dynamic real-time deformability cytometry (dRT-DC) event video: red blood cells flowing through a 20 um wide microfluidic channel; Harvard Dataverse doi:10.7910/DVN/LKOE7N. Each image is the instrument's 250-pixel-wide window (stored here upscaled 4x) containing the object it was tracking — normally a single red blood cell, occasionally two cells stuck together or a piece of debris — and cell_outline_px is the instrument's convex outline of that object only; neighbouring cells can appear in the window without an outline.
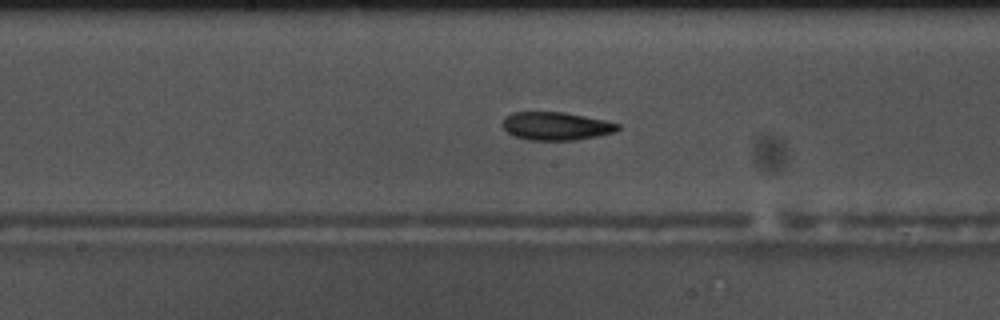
{"species": "common noctule bat (a hibernating species)", "species_latin": "Nyctalus noctula", "temperature_condition": "warm", "stored_images_in_passage": 57, "camera_frame_rate_fps": 3000, "um_per_image_px": 0.085, "animal": {"sex": "male", "body_mass_g": 17.5, "forearm_length_mm": 52.3}, "frame": {"image": 1, "passage_image": 29, "time_ms": 9.333, "image_size_px": [1000, 320], "cell_outline_px": [[620, 128], [616, 132], [576, 140], [528, 140], [516, 136], [508, 132], [500, 124], [512, 112], [564, 112], [604, 120], [620, 124]], "centroid_in_image_um": [47.28, 10.72], "position_along_channel_um": 200.9, "area_um2": 18.79}}
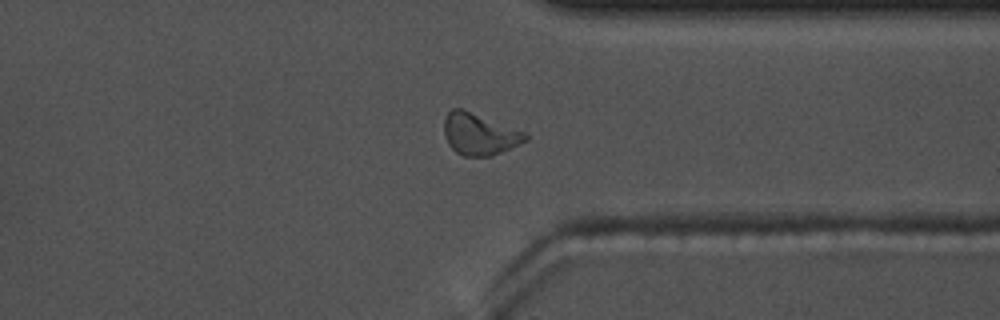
{"frame": {"image": 2, "passage_image": 43, "time_ms": 14.0, "image_size_px": [1000, 320], "cell_outline_px": [[528, 140], [492, 156], [464, 156], [456, 152], [448, 144], [444, 136], [444, 120], [448, 112], [452, 108], [464, 108], [528, 132]], "centroid_in_image_um": [40.77, 11.37], "position_along_channel_um": 370.6, "area_um2": 20.17}}
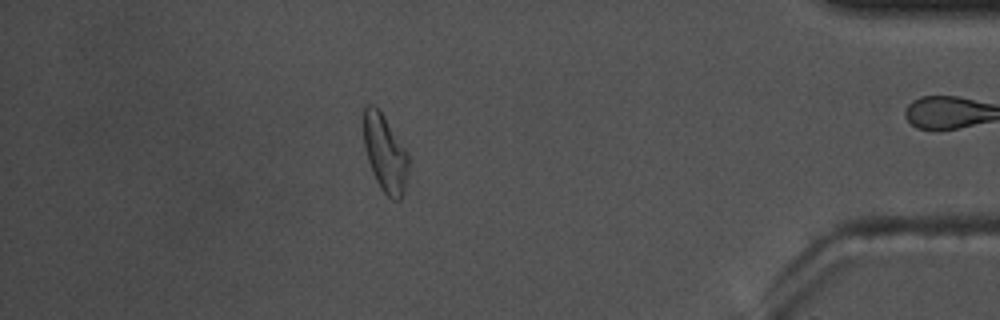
{"frame": {"image": 3, "passage_image": 49, "time_ms": 16.0, "image_size_px": [1000, 320], "cell_outline_px": [[408, 172], [404, 192], [400, 200], [392, 200], [380, 188], [372, 172], [364, 148], [364, 104], [372, 104], [384, 116], [408, 152]], "centroid_in_image_um": [32.73, 13.05], "position_along_channel_um": 402.5, "area_um2": 20.17}, "authors_computed_cell_mechanics": {"area_um2": 18.9006, "velocity_mm_per_s": 3.6618, "shape_relaxation_time_tau1_ms": 4.3352, "shape_relaxation_time_tau2_ms": 6.4585, "deformation_change_tau1": 0.1458, "deformation_change_tau2": 0.1125}}